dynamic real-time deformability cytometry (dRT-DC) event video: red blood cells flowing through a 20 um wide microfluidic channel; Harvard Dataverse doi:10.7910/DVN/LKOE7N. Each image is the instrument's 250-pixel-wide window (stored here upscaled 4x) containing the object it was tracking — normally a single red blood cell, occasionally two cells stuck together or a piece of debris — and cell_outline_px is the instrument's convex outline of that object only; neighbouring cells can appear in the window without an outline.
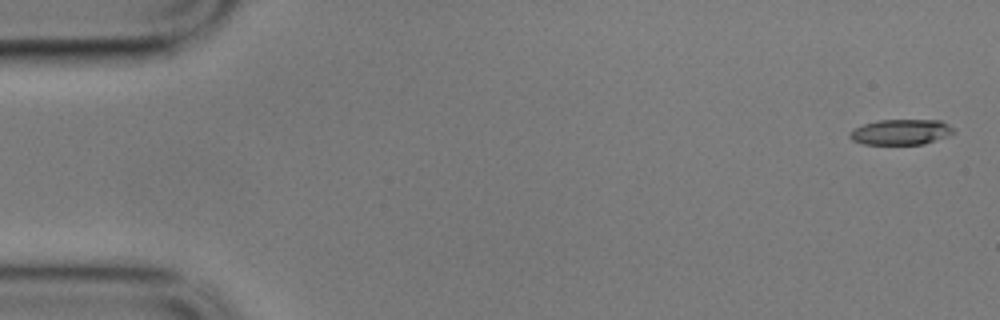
{"species": "common noctule bat (a hibernating species)", "species_latin": "Nyctalus noctula", "temperature_condition": "cold", "stored_images_in_passage": 6, "camera_frame_rate_fps": 3000, "um_per_image_px": 0.085, "animal": {"sex": "male", "body_mass_g": 17.9}, "frame": {"image": 1, "passage_image": 1, "time_ms": 0.0, "image_size_px": [1000, 320], "cell_outline_px": [[956, 132], [948, 136], [924, 144], [864, 144], [852, 140], [848, 136], [848, 132], [864, 124], [880, 120], [940, 120], [948, 124]], "centroid_in_image_um": [76.58, 11.22], "position_along_channel_um": 8.4, "area_um2": 15.37}}
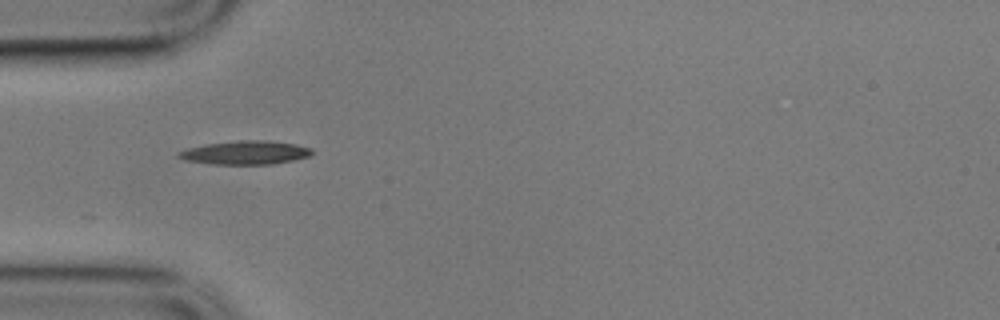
{"frame": {"image": 2, "passage_image": 5, "time_ms": 1.333, "image_size_px": [1000, 320], "cell_outline_px": [[312, 152], [308, 156], [292, 160], [272, 164], [212, 164], [188, 160], [176, 156], [180, 152], [188, 148], [208, 144], [236, 140], [264, 140], [296, 144], [312, 148]], "centroid_in_image_um": [20.88, 12.97], "position_along_channel_um": 64.1, "area_um2": 18.03}}